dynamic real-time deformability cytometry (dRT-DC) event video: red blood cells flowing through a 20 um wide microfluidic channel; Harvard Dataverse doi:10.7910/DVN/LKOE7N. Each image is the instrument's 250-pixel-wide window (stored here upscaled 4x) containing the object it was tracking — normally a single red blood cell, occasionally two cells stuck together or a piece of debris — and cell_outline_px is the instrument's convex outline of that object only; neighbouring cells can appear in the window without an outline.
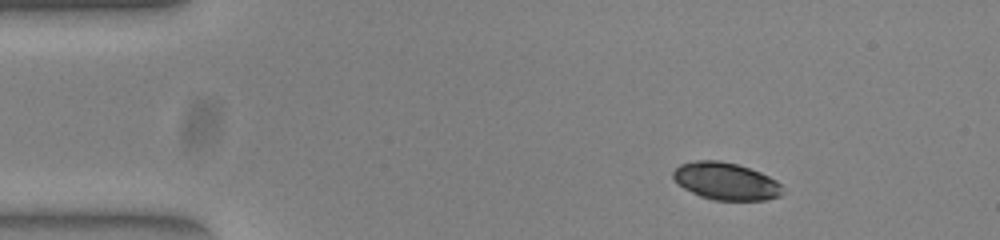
{"species": "common noctule bat (a hibernating species)", "species_latin": "Nyctalus noctula", "temperature_condition": "warm", "stored_images_in_passage": 51, "camera_frame_rate_fps": 3000, "um_per_image_px": 0.085, "animal": {"sex": "female", "body_mass_g": 23.0, "forearm_length_mm": 53.4}, "frame": {"image": 1, "passage_image": 6, "time_ms": 1.667, "image_size_px": [1000, 240], "cell_outline_px": [[784, 192], [780, 196], [764, 200], [712, 200], [700, 196], [676, 184], [672, 176], [672, 172], [680, 164], [696, 160], [720, 160], [736, 164], [760, 172], [776, 180], [780, 184]], "centroid_in_image_um": [61.67, 15.4], "position_along_channel_um": 23.3, "area_um2": 23.87}}
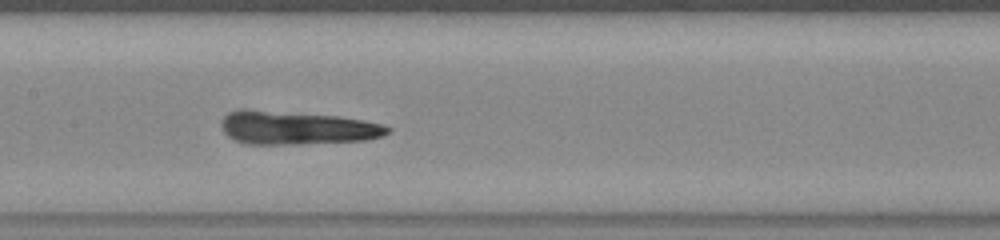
{"frame": {"image": 2, "passage_image": 24, "time_ms": 7.667, "image_size_px": [1000, 240], "cell_outline_px": [[392, 128], [384, 136], [364, 140], [296, 144], [244, 144], [228, 136], [224, 132], [220, 124], [224, 116], [228, 112], [240, 108], [244, 108], [336, 116], [364, 120], [384, 124]], "centroid_in_image_um": [25.19, 10.85], "position_along_channel_um": 182.2, "area_um2": 32.54}}
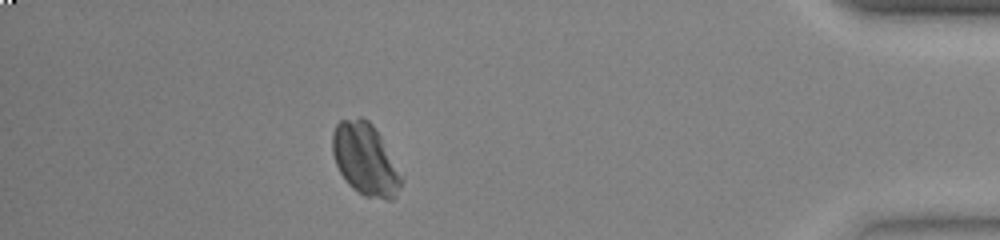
{"frame": {"image": 3, "passage_image": 45, "time_ms": 14.667, "image_size_px": [1000, 240], "cell_outline_px": [[404, 180], [396, 196], [392, 200], [384, 200], [364, 196], [352, 188], [348, 184], [340, 172], [336, 164], [332, 152], [332, 132], [336, 124], [340, 120], [360, 116], [368, 120], [372, 124], [380, 136]], "centroid_in_image_um": [31.03, 13.55], "position_along_channel_um": 404.2, "area_um2": 28.96}}